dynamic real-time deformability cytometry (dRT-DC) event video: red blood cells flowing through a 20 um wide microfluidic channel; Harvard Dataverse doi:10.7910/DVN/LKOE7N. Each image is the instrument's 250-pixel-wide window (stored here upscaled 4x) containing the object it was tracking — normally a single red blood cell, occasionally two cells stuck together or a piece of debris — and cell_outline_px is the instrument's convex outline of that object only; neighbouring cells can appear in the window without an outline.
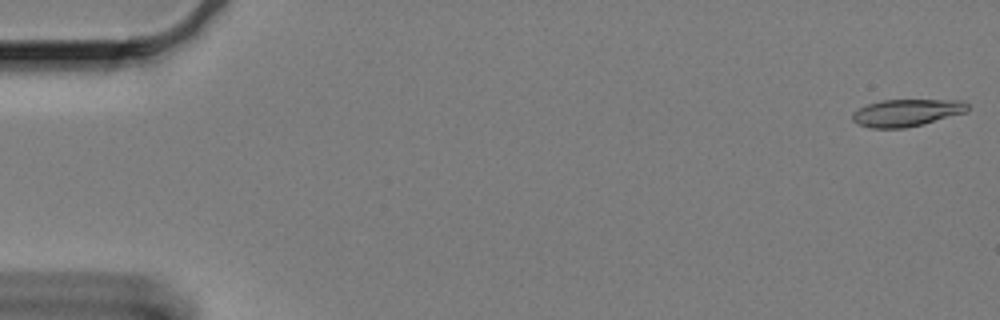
{"species": "Egyptian fruit bat (a non-hibernating species)", "species_latin": "Rousettus aegyptiacus", "temperature_condition": "cold", "stored_images_in_passage": 13, "camera_frame_rate_fps": 3000, "um_per_image_px": 0.085, "animal": {"sex": "female"}, "frame": {"image": 1, "passage_image": 1, "time_ms": 0.0, "image_size_px": [1000, 320], "cell_outline_px": [[968, 112], [924, 124], [904, 128], [872, 128], [860, 124], [852, 120], [852, 112], [856, 108], [880, 100], [964, 100], [968, 104]], "centroid_in_image_um": [77.08, 9.57], "position_along_channel_um": 7.9, "area_um2": 18.44}}